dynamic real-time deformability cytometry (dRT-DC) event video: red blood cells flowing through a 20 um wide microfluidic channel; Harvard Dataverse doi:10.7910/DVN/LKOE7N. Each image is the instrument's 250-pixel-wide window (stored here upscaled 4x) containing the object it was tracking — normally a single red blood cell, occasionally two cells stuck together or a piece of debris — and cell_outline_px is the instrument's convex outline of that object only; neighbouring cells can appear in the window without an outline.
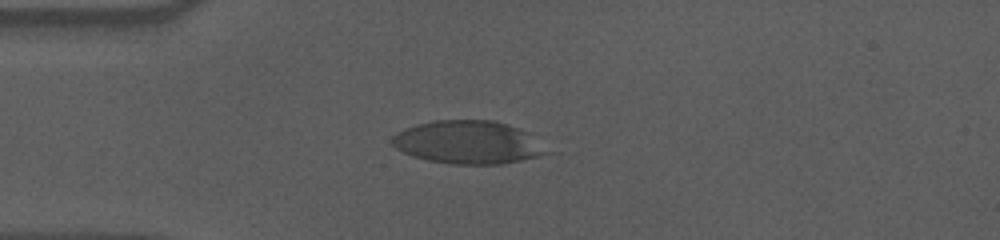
{"species": "human", "species_latin": "Homo sapiens", "temperature_condition": "cold", "stored_images_in_passage": 56, "camera_frame_rate_fps": 3000, "um_per_image_px": 0.085, "donor": {"sex": "male"}, "frame": {"image": 1, "passage_image": 14, "time_ms": 4.333, "image_size_px": [1000, 240], "cell_outline_px": [[552, 152], [504, 164], [448, 164], [428, 160], [412, 156], [396, 148], [392, 144], [392, 136], [396, 132], [404, 128], [416, 124], [432, 120], [492, 120], [528, 132]], "centroid_in_image_um": [39.75, 12.1], "position_along_channel_um": 45.2, "area_um2": 38.78}}
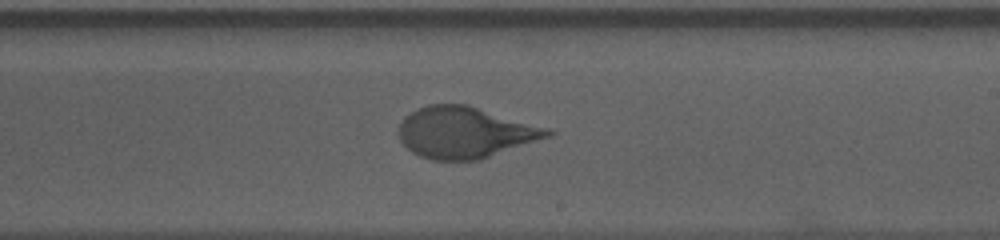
{"frame": {"image": 2, "passage_image": 33, "time_ms": 10.667, "image_size_px": [1000, 240], "cell_outline_px": [[556, 132], [552, 136], [480, 160], [432, 160], [420, 156], [412, 152], [400, 140], [400, 124], [404, 116], [428, 104], [468, 104], [548, 128]], "centroid_in_image_um": [39.56, 11.26], "position_along_channel_um": 249.4, "area_um2": 44.45}}
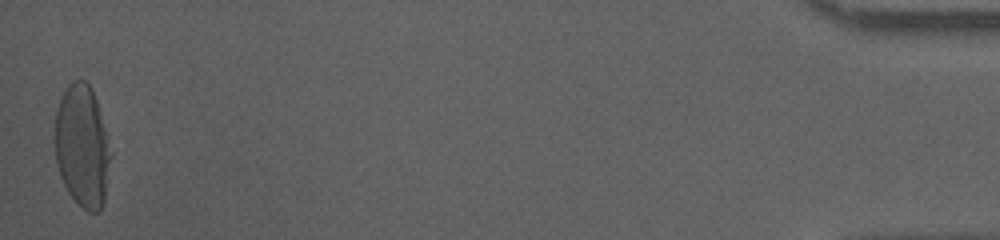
{"frame": {"image": 3, "passage_image": 56, "time_ms": 18.333, "image_size_px": [1000, 240], "cell_outline_px": [[112, 156], [104, 204], [100, 212], [88, 212], [68, 192], [60, 176], [56, 164], [52, 136], [56, 112], [60, 100], [68, 84], [76, 80], [84, 80], [92, 88], [108, 136], [112, 152]], "centroid_in_image_um": [6.99, 12.44], "position_along_channel_um": 428.2, "area_um2": 40.58}, "authors_computed_cell_mechanics": {"area_um2": 42.6275, "velocity_mm_per_s": 3.542, "shape_relaxation_time_tau1_ms": 6.0411, "shape_relaxation_time_tau2_ms": null, "deformation_change_tau1": 0.2251, "deformation_change_tau2": null}}